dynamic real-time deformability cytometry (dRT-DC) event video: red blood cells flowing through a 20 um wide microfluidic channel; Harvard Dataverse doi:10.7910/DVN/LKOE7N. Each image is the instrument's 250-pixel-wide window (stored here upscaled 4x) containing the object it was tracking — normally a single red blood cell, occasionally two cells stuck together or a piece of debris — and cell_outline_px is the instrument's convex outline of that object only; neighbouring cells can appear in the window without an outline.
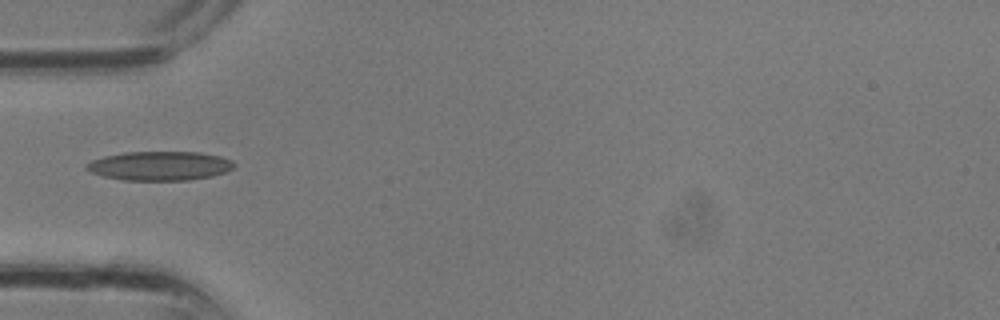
{"species": "common noctule bat (a hibernating species)", "species_latin": "Nyctalus noctula", "temperature_condition": "room temperature", "stored_images_in_passage": 32, "camera_frame_rate_fps": 3000, "um_per_image_px": 0.085, "animal": {"sex": "male", "body_mass_g": 13.3}, "frame": {"image": 1, "passage_image": 11, "time_ms": 3.333, "image_size_px": [1000, 320], "cell_outline_px": [[236, 164], [232, 168], [224, 172], [212, 176], [188, 180], [124, 180], [104, 176], [92, 172], [84, 168], [84, 164], [92, 160], [104, 156], [124, 152], [200, 152], [220, 156], [232, 160]], "centroid_in_image_um": [13.57, 14.09], "position_along_channel_um": 71.4, "area_um2": 25.03}}
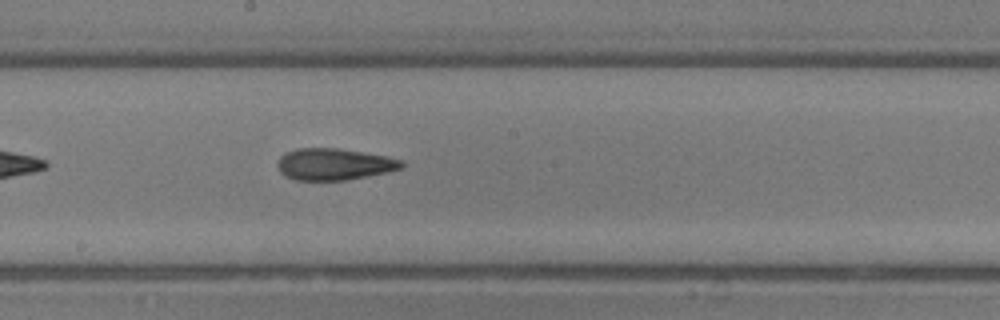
{"frame": {"image": 2, "passage_image": 18, "time_ms": 5.667, "image_size_px": [1000, 320], "cell_outline_px": [[404, 164], [400, 168], [368, 176], [344, 180], [296, 180], [280, 172], [276, 164], [280, 156], [284, 152], [296, 148], [340, 148], [388, 156], [404, 160]], "centroid_in_image_um": [28.38, 13.94], "position_along_channel_um": 219.8, "area_um2": 22.95}}
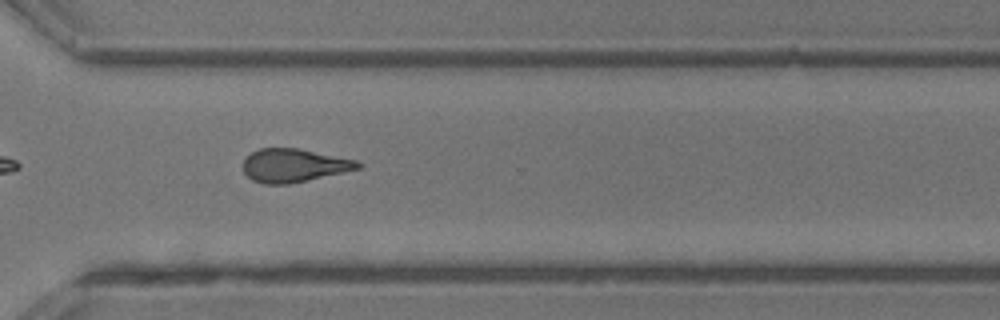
{"frame": {"image": 3, "passage_image": 24, "time_ms": 7.667, "image_size_px": [1000, 320], "cell_outline_px": [[364, 164], [360, 168], [288, 184], [264, 184], [252, 180], [244, 172], [244, 160], [252, 152], [260, 148], [300, 148], [356, 160]], "centroid_in_image_um": [24.98, 14.05], "position_along_channel_um": 345.6, "area_um2": 22.08}}